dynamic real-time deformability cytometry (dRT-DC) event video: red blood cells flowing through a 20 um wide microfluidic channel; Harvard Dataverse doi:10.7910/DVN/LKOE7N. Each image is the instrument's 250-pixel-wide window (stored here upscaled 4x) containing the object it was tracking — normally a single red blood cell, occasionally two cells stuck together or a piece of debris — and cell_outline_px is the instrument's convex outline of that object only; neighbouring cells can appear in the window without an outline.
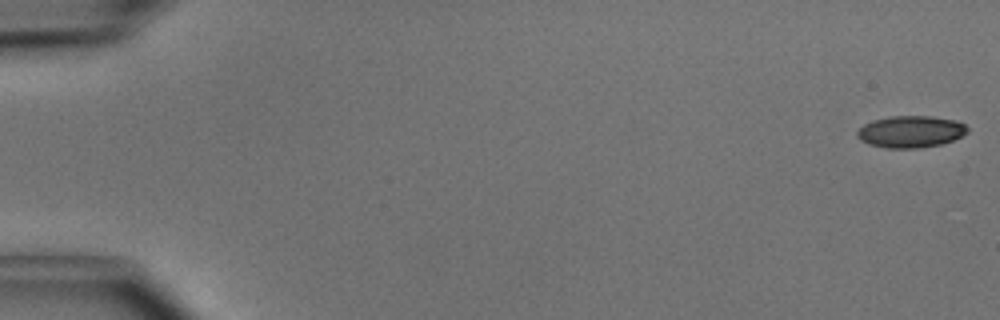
{"species": "common noctule bat (a hibernating species)", "species_latin": "Nyctalus noctula", "temperature_condition": "cold", "stored_images_in_passage": 14, "camera_frame_rate_fps": 3000, "um_per_image_px": 0.085, "animal": {"sex": "male", "body_mass_g": 15.6}, "frame": {"image": 1, "passage_image": 1, "time_ms": 0.0, "image_size_px": [1000, 320], "cell_outline_px": [[968, 132], [952, 140], [940, 144], [920, 148], [884, 148], [868, 144], [860, 140], [856, 136], [856, 132], [864, 124], [872, 120], [888, 116], [932, 116], [956, 120], [964, 124], [968, 128]], "centroid_in_image_um": [77.37, 11.19], "position_along_channel_um": 7.6, "area_um2": 20.58}}
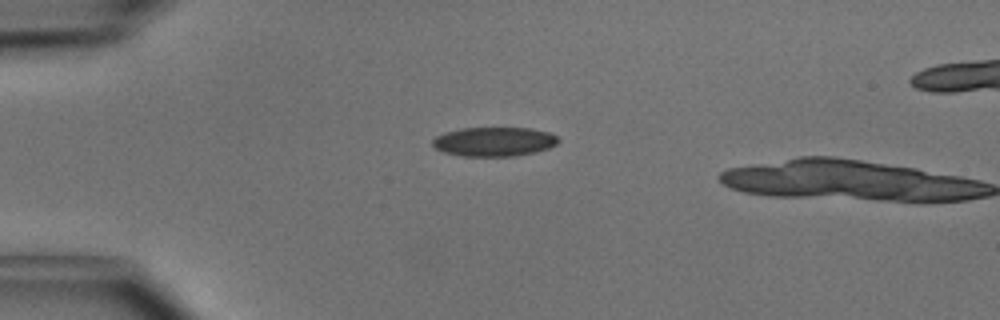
{"frame": {"image": 2, "passage_image": 13, "time_ms": 4.0, "image_size_px": [1000, 320], "cell_outline_px": [[560, 140], [556, 144], [548, 148], [536, 152], [516, 156], [460, 156], [444, 152], [436, 148], [432, 144], [432, 140], [436, 136], [444, 132], [460, 128], [532, 128], [548, 132], [556, 136]], "centroid_in_image_um": [41.99, 12.04], "position_along_channel_um": 43.0, "area_um2": 21.5}}